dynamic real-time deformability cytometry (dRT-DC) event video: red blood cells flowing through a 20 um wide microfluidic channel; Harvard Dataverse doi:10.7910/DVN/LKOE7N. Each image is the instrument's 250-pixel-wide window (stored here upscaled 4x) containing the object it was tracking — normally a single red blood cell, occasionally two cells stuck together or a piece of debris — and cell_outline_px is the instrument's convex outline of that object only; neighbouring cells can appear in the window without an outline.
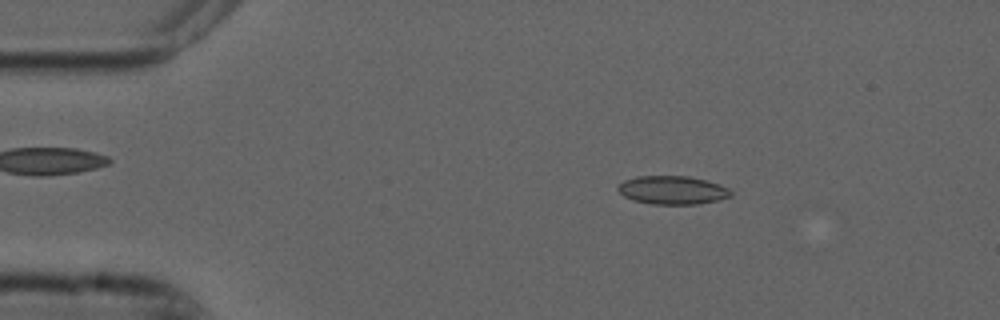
{"species": "common noctule bat (a hibernating species)", "species_latin": "Nyctalus noctula", "temperature_condition": "cold", "stored_images_in_passage": 54, "camera_frame_rate_fps": 3000, "um_per_image_px": 0.085, "animal": {"sex": "male", "forearm_length_mm": 52.5}, "frame": {"image": 1, "passage_image": 9, "time_ms": 2.667, "image_size_px": [1000, 320], "cell_outline_px": [[732, 196], [716, 200], [696, 204], [652, 204], [632, 200], [624, 196], [616, 188], [624, 180], [636, 176], [688, 176], [720, 184], [728, 188], [732, 192]], "centroid_in_image_um": [57.14, 16.15], "position_along_channel_um": 27.9, "area_um2": 18.61}}
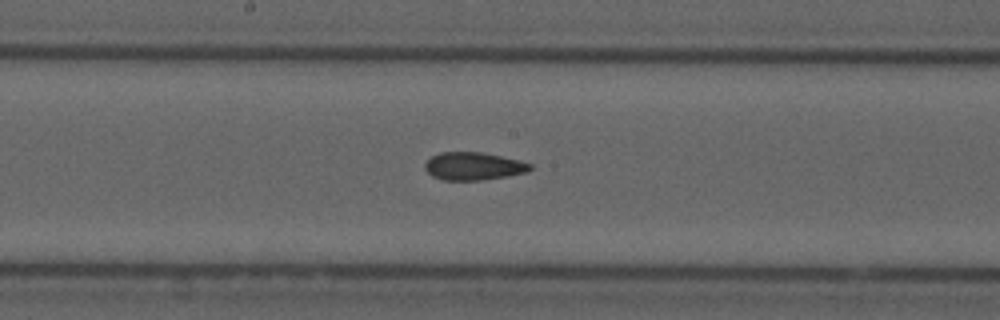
{"frame": {"image": 2, "passage_image": 28, "time_ms": 9.0, "image_size_px": [1000, 320], "cell_outline_px": [[532, 168], [528, 172], [508, 176], [484, 180], [444, 180], [432, 176], [424, 168], [424, 164], [432, 156], [440, 152], [480, 152], [520, 160], [532, 164]], "centroid_in_image_um": [40.26, 14.13], "position_along_channel_um": 207.9, "area_um2": 17.11}}
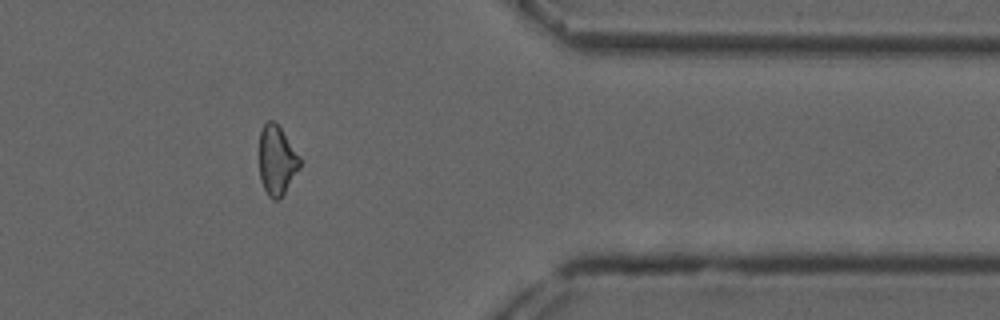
{"frame": {"image": 3, "passage_image": 44, "time_ms": 14.333, "image_size_px": [1000, 320], "cell_outline_px": [[300, 168], [280, 200], [272, 200], [268, 196], [260, 180], [260, 132], [264, 124], [268, 120], [272, 120], [280, 128], [300, 156]], "centroid_in_image_um": [23.53, 13.67], "position_along_channel_um": 387.9, "area_um2": 16.36}, "authors_computed_cell_mechanics": {"area_um2": 17.629, "velocity_mm_per_s": 3.7381, "shape_relaxation_time_tau1_ms": null, "shape_relaxation_time_tau2_ms": 3.2914, "deformation_change_tau1": null, "deformation_change_tau2": 0.0904}}